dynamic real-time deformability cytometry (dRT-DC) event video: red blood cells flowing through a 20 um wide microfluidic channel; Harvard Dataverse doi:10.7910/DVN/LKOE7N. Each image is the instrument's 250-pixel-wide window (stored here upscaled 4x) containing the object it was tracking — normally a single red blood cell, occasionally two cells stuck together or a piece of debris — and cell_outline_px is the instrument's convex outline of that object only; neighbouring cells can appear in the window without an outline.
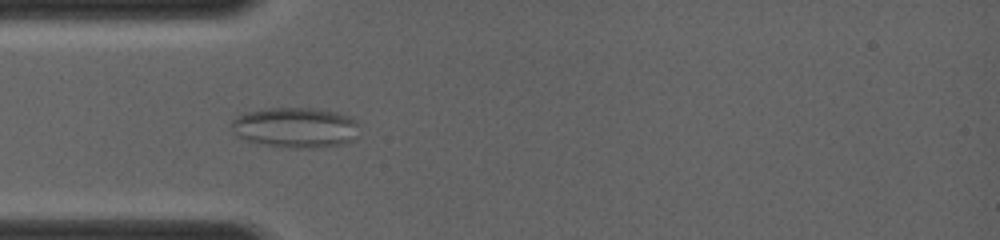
{"species": "common noctule bat (a hibernating species)", "species_latin": "Nyctalus noctula", "temperature_condition": "room temperature", "stored_images_in_passage": 54, "camera_frame_rate_fps": 4000, "um_per_image_px": 0.085, "animal": {"sex": "female", "body_mass_g": 19.0, "forearm_length_mm": 56.7}, "frame": {"image": 1, "passage_image": 16, "time_ms": 3.75, "image_size_px": [1000, 240], "cell_outline_px": [[356, 140], [340, 144], [312, 148], [300, 148], [268, 144], [248, 140], [236, 136], [232, 132], [232, 120], [236, 116], [244, 112], [268, 108], [316, 108], [336, 112], [348, 116], [356, 120]], "centroid_in_image_um": [25.1, 10.82], "position_along_channel_um": 59.9, "area_um2": 29.77}}
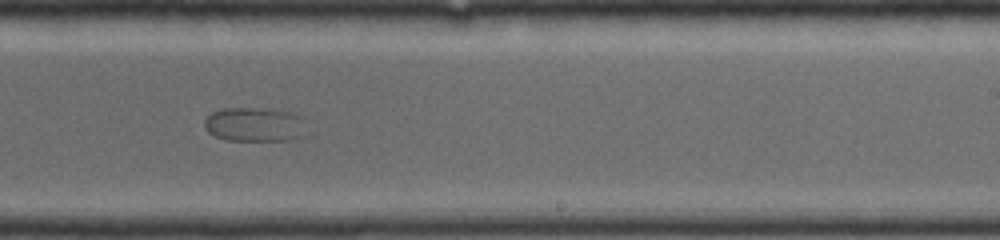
{"frame": {"image": 2, "passage_image": 34, "time_ms": 8.25, "image_size_px": [1000, 240], "cell_outline_px": [[308, 120], [304, 136], [296, 140], [224, 140], [208, 132], [204, 128], [204, 120], [212, 112], [224, 108], [264, 108], [288, 112], [304, 116]], "centroid_in_image_um": [21.72, 10.58], "position_along_channel_um": 267.3, "area_um2": 20.87}}
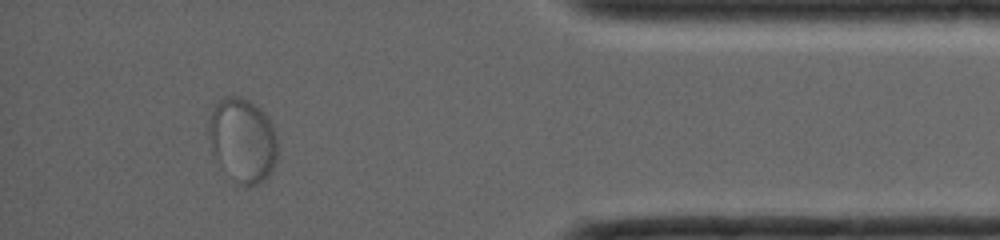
{"frame": {"image": 3, "passage_image": 49, "time_ms": 12.0, "image_size_px": [1000, 240], "cell_outline_px": [[276, 160], [272, 172], [264, 180], [256, 184], [236, 184], [232, 180], [212, 156], [208, 136], [208, 124], [212, 108], [216, 100], [224, 96], [240, 96], [248, 100], [260, 108], [264, 112], [272, 124], [276, 132]], "centroid_in_image_um": [20.58, 11.89], "position_along_channel_um": 414.6, "area_um2": 34.33}}